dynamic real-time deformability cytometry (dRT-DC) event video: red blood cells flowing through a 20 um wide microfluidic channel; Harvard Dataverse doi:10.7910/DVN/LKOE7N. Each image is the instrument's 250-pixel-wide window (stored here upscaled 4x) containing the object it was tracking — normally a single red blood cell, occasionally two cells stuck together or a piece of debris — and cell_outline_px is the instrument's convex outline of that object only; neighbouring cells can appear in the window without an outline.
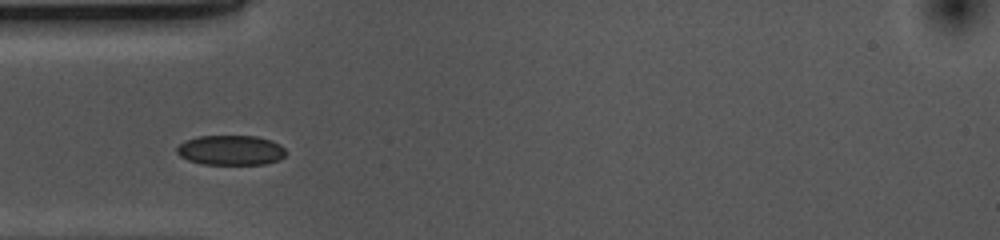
{"species": "common noctule bat (a hibernating species)", "species_latin": "Nyctalus noctula", "temperature_condition": "cold", "stored_images_in_passage": 27, "camera_frame_rate_fps": 3000, "um_per_image_px": 0.085, "animal": {"sex": "female", "body_mass_g": 10.0, "forearm_length_mm": 53.1}, "frame": {"image": 1, "passage_image": 8, "time_ms": 2.333, "image_size_px": [1000, 240], "cell_outline_px": [[288, 152], [280, 160], [264, 164], [204, 164], [188, 160], [180, 156], [176, 152], [176, 148], [184, 140], [200, 136], [256, 136], [272, 140], [280, 144]], "centroid_in_image_um": [19.64, 12.76], "position_along_channel_um": 65.4, "area_um2": 19.13}}